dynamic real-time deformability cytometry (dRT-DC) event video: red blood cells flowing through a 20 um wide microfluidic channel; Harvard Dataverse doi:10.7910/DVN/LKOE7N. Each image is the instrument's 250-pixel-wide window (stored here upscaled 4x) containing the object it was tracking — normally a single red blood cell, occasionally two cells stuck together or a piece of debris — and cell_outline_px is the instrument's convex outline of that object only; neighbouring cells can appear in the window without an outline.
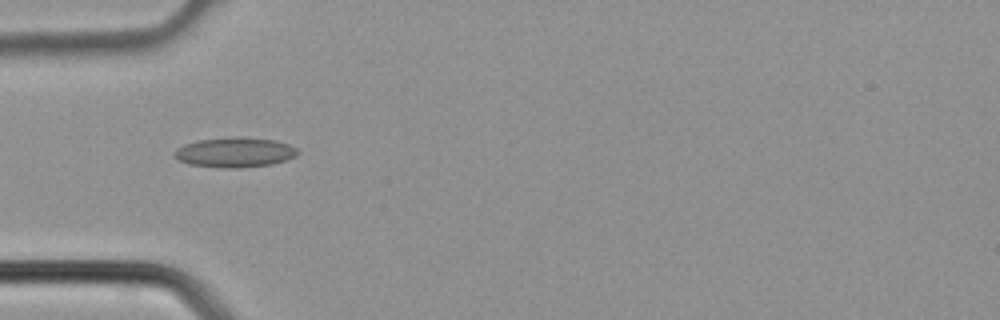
{"species": "common noctule bat (a hibernating species)", "species_latin": "Nyctalus noctula", "temperature_condition": "cold", "stored_images_in_passage": 4, "camera_frame_rate_fps": 3000, "um_per_image_px": 0.085, "animal": {"sex": "male", "body_mass_g": 21.5, "forearm_length_mm": 52.0}, "frame": {"image": 1, "passage_image": 4, "time_ms": 1.0, "image_size_px": [1000, 320], "cell_outline_px": [[300, 152], [296, 156], [272, 164], [240, 168], [224, 168], [188, 164], [180, 160], [172, 152], [176, 148], [184, 144], [200, 140], [232, 136], [236, 136], [276, 140], [288, 144], [296, 148]], "centroid_in_image_um": [19.96, 12.94], "position_along_channel_um": 65.0, "area_um2": 21.56}}